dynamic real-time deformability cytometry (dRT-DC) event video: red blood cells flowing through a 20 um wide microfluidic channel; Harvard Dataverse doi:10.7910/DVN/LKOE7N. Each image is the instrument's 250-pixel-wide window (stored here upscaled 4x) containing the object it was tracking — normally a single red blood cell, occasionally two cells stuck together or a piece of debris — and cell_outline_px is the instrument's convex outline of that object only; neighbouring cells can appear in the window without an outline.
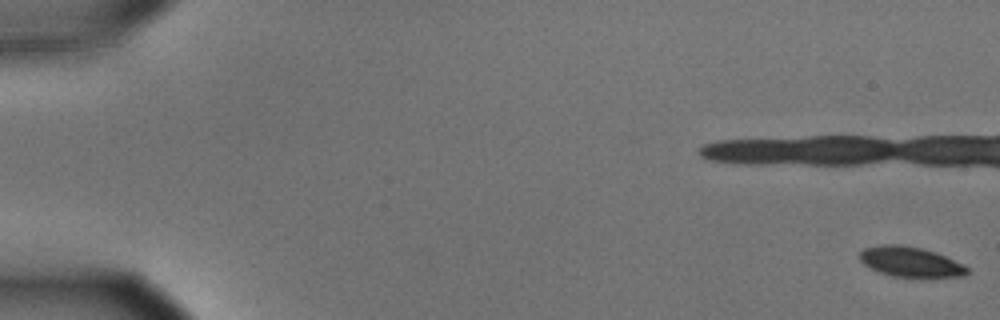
{"species": "common noctule bat (a hibernating species)", "species_latin": "Nyctalus noctula", "temperature_condition": "cold", "stored_images_in_passage": 19, "camera_frame_rate_fps": 3000, "um_per_image_px": 0.085, "animal": {"sex": "male", "body_mass_g": 15.6}, "frame": {"image": 1, "passage_image": 1, "time_ms": 0.0, "image_size_px": [1000, 320], "cell_outline_px": [[968, 272], [964, 276], [892, 276], [880, 272], [864, 264], [860, 260], [860, 252], [864, 248], [880, 244], [900, 244], [920, 248], [936, 252], [968, 268]], "centroid_in_image_um": [77.33, 22.23], "position_along_channel_um": 7.7, "area_um2": 18.32}}